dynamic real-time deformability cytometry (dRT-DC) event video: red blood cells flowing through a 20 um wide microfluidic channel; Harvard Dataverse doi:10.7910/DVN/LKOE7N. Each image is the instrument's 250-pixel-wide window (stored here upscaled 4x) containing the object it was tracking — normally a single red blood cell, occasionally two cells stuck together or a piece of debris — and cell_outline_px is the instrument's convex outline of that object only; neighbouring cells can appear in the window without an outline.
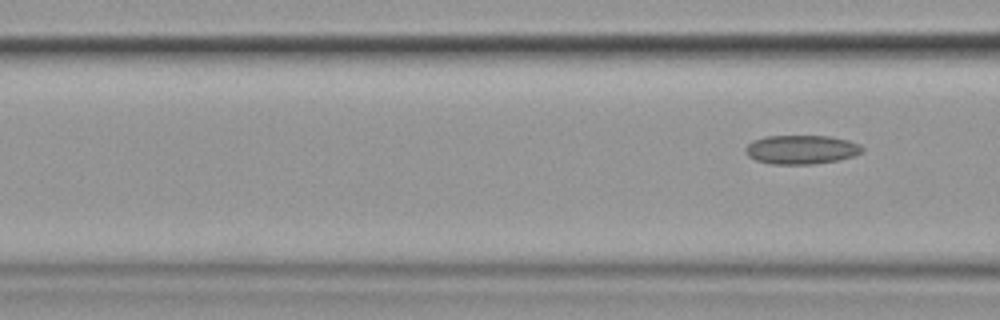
{"species": "common noctule bat (a hibernating species)", "species_latin": "Nyctalus noctula", "temperature_condition": "cold", "stored_images_in_passage": 5, "segment_of_instrument_passage": [2, 2], "camera_frame_rate_fps": 3000, "um_per_image_px": 0.085, "animal": {"sex": "female", "body_mass_g": 19.9}, "frame": {"image": 1, "passage_image": 5, "time_ms": 5.667, "image_size_px": [1000, 320], "cell_outline_px": [[864, 148], [860, 152], [852, 156], [836, 160], [812, 164], [772, 164], [756, 160], [748, 156], [744, 152], [744, 148], [752, 140], [768, 136], [832, 136], [848, 140], [860, 144]], "centroid_in_image_um": [68.08, 12.7], "position_along_channel_um": 98.5, "area_um2": 19.65}}